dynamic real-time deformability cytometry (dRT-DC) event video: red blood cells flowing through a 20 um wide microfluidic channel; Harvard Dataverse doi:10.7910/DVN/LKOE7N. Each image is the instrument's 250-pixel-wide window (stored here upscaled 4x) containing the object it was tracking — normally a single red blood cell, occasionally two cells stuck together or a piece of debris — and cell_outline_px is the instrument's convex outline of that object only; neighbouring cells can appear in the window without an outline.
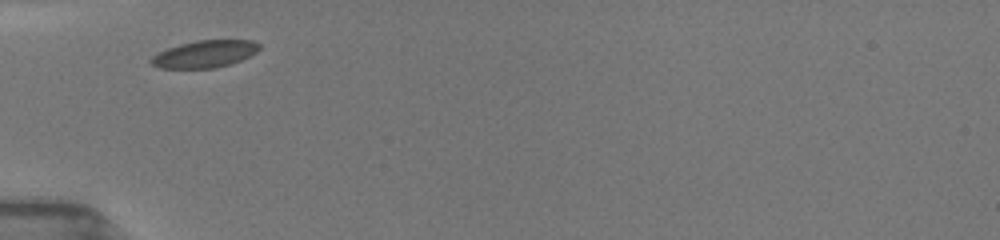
{"species": "common noctule bat (a hibernating species)", "species_latin": "Nyctalus noctula", "temperature_condition": "room temperature", "stored_images_in_passage": 9, "camera_frame_rate_fps": 3000, "um_per_image_px": 0.085, "animal": {"sex": "female", "body_mass_g": 19.5, "forearm_length_mm": 54.1}, "frame": {"image": 1, "passage_image": 1, "time_ms": 0.0, "image_size_px": [1000, 240], "cell_outline_px": [[260, 48], [256, 52], [240, 60], [216, 68], [160, 68], [152, 64], [148, 60], [152, 56], [168, 48], [180, 44], [196, 40], [252, 40], [260, 44]], "centroid_in_image_um": [17.39, 4.58], "position_along_channel_um": 67.6, "area_um2": 16.99}}
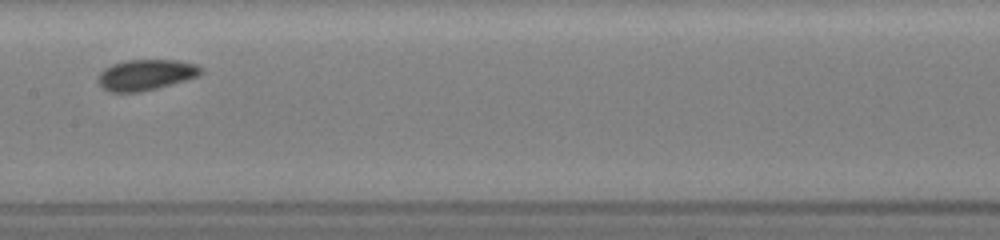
{"frame": {"image": 2, "passage_image": 4, "time_ms": 3.333, "image_size_px": [1000, 240], "cell_outline_px": [[204, 72], [196, 76], [184, 80], [156, 88], [140, 92], [108, 92], [96, 80], [100, 72], [104, 68], [112, 64], [124, 60], [180, 60], [196, 64], [204, 68]], "centroid_in_image_um": [12.38, 6.35], "position_along_channel_um": 195.0, "area_um2": 18.5}}
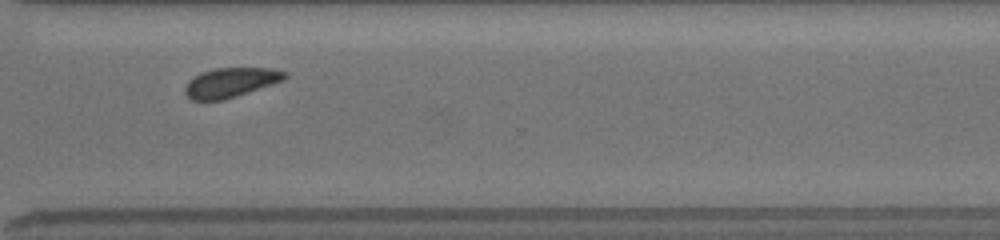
{"frame": {"image": 3, "passage_image": 8, "time_ms": 7.333, "image_size_px": [1000, 240], "cell_outline_px": [[288, 76], [284, 80], [224, 100], [192, 100], [184, 92], [184, 88], [188, 80], [200, 72], [216, 68], [272, 68], [288, 72]], "centroid_in_image_um": [19.6, 7.0], "position_along_channel_um": 351.0, "area_um2": 17.22}}